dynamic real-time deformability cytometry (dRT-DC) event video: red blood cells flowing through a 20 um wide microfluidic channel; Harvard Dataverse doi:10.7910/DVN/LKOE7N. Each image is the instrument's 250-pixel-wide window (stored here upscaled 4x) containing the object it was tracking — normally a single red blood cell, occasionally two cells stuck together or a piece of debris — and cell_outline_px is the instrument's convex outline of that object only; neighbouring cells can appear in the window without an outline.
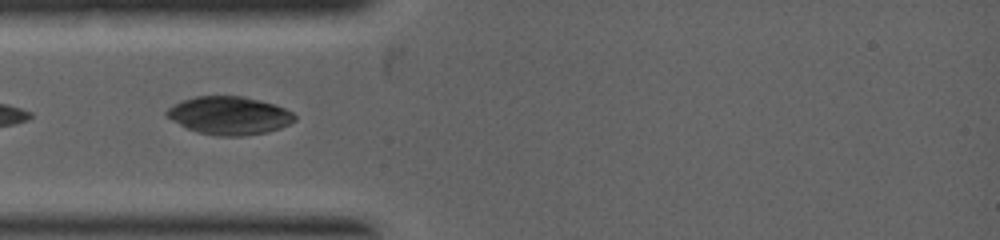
{"species": "common noctule bat (a hibernating species)", "species_latin": "Nyctalus noctula", "temperature_condition": "warm", "stored_images_in_passage": 1, "camera_frame_rate_fps": 5000, "um_per_image_px": 0.085, "animal": {"sex": "female", "body_mass_g": 19.0, "forearm_length_mm": 53.3}, "frame": {"image": 1, "passage_image": 1, "time_ms": 0.0, "image_size_px": [1000, 240], "cell_outline_px": [[296, 120], [280, 128], [268, 132], [240, 136], [216, 136], [196, 132], [172, 120], [164, 112], [172, 104], [196, 96], [244, 96], [260, 100], [284, 108], [292, 112], [296, 116]], "centroid_in_image_um": [19.48, 9.82], "position_along_channel_um": 65.5, "area_um2": 28.32}}